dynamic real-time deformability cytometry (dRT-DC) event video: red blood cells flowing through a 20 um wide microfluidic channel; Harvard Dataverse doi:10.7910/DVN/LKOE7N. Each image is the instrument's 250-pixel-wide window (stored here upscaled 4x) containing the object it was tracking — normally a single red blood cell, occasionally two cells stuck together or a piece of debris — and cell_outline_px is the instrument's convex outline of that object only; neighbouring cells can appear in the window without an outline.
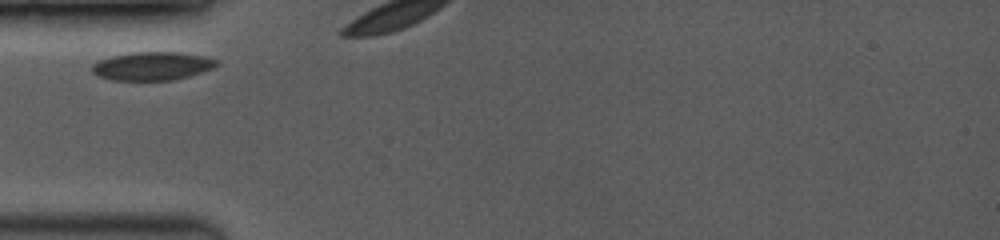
{"species": "common noctule bat (a hibernating species)", "species_latin": "Nyctalus noctula", "temperature_condition": "room temperature", "stored_images_in_passage": 3, "camera_frame_rate_fps": 3500, "um_per_image_px": 0.085, "animal": {"sex": "female", "body_mass_g": 19.0, "forearm_length_mm": 53.3}, "frame": {"image": 1, "passage_image": 1, "time_ms": 0.0, "image_size_px": [1000, 240], "cell_outline_px": [[220, 64], [212, 68], [188, 76], [172, 80], [112, 80], [96, 76], [92, 72], [92, 64], [100, 60], [112, 56], [132, 52], [176, 52], [204, 56], [220, 60]], "centroid_in_image_um": [12.94, 5.61], "position_along_channel_um": 72.1, "area_um2": 20.58}}